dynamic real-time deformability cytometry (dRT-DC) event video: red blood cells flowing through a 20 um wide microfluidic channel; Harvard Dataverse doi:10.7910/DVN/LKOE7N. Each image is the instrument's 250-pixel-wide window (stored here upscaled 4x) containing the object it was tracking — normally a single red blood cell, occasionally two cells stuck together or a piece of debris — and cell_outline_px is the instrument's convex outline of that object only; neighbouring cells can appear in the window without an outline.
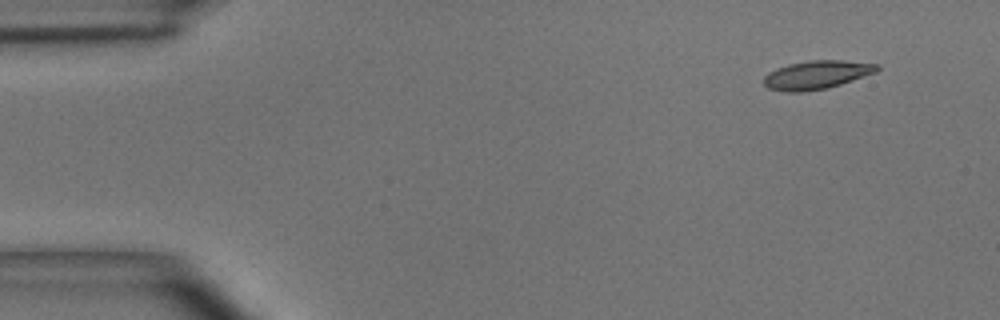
{"species": "common noctule bat (a hibernating species)", "species_latin": "Nyctalus noctula", "temperature_condition": "room temperature", "stored_images_in_passage": 3, "camera_frame_rate_fps": 3000, "um_per_image_px": 0.085, "animal": {"sex": "male", "body_mass_g": 15.6}, "frame": {"image": 1, "passage_image": 1, "time_ms": 0.0, "image_size_px": [1000, 320], "cell_outline_px": [[880, 68], [876, 72], [828, 88], [800, 92], [784, 92], [768, 88], [764, 84], [764, 76], [768, 72], [776, 68], [788, 64], [808, 60], [840, 60], [880, 64]], "centroid_in_image_um": [69.39, 6.36], "position_along_channel_um": 15.6, "area_um2": 18.84}}
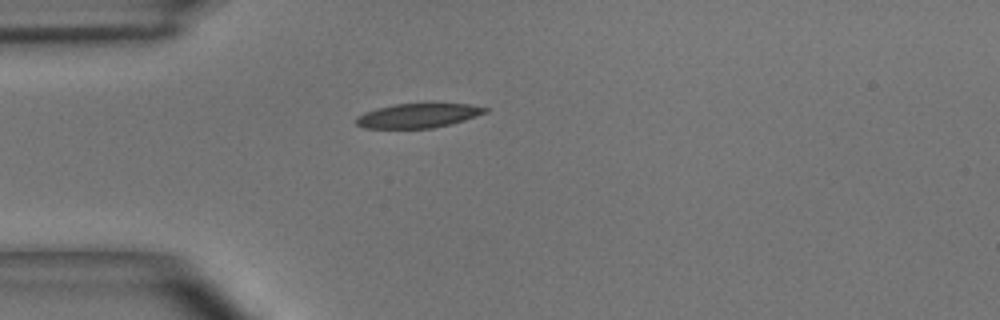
{"frame": {"image": 2, "passage_image": 3, "time_ms": 0.667, "image_size_px": [1000, 320], "cell_outline_px": [[488, 112], [452, 124], [432, 128], [364, 128], [356, 124], [356, 116], [364, 112], [376, 108], [396, 104], [468, 104], [488, 108]], "centroid_in_image_um": [35.52, 9.83], "position_along_channel_um": 49.5, "area_um2": 18.21}}